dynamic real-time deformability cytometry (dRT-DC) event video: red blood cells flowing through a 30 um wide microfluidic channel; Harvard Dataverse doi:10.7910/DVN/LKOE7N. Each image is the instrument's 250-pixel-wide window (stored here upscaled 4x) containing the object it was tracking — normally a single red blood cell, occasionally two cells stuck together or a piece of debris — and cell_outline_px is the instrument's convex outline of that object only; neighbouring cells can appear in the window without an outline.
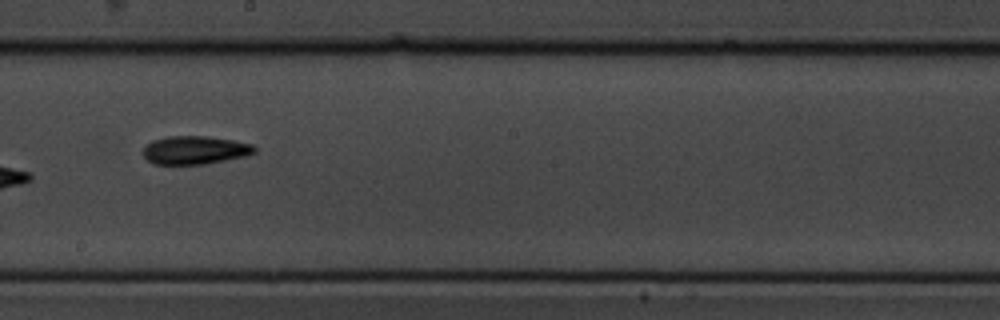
{"species": "common noctule bat (a hibernating species)", "species_latin": "Nyctalus noctula", "temperature_condition": "cold", "stored_images_in_passage": 16, "camera_frame_rate_fps": 3000, "um_per_image_px": 0.085, "animal": {"sex": "male", "body_mass_g": 19.5, "forearm_length_mm": 54.6}, "frame": {"image": 1, "passage_image": 10, "time_ms": 10.333, "image_size_px": [1000, 320], "cell_outline_px": [[256, 152], [248, 156], [204, 164], [152, 164], [144, 156], [144, 148], [152, 140], [168, 136], [208, 136], [232, 140], [252, 144], [256, 148]], "centroid_in_image_um": [16.6, 12.76], "position_along_channel_um": 231.6, "area_um2": 18.38}}
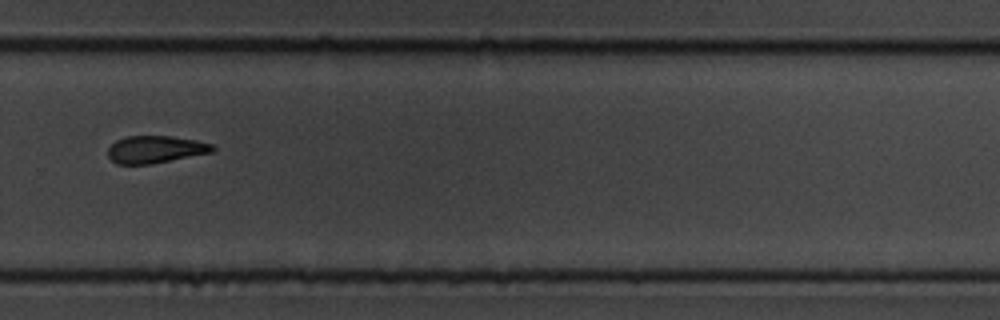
{"frame": {"image": 2, "passage_image": 12, "time_ms": 12.667, "image_size_px": [1000, 320], "cell_outline_px": [[216, 148], [212, 152], [152, 164], [116, 164], [108, 156], [108, 148], [116, 140], [128, 136], [172, 136], [196, 140], [212, 144]], "centroid_in_image_um": [13.21, 12.7], "position_along_channel_um": 316.6, "area_um2": 16.65}, "authors_computed_cell_mechanics": {"area_um2": 17.9758, "velocity_mm_per_s": 3.6424, "shape_relaxation_time_tau1_ms": null, "shape_relaxation_time_tau2_ms": 5.2402, "deformation_change_tau1": null, "deformation_change_tau2": 0.1283}}